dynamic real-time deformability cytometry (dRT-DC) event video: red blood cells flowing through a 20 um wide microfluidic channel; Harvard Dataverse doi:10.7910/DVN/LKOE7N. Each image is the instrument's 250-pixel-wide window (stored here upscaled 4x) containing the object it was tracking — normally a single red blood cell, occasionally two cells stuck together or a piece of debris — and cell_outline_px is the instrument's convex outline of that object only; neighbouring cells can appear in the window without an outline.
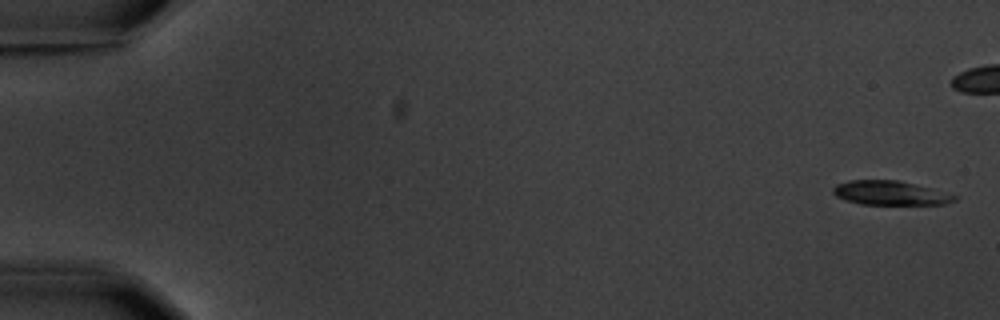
{"species": "common noctule bat (a hibernating species)", "species_latin": "Nyctalus noctula", "temperature_condition": "warm", "stored_images_in_passage": 6, "segment_of_instrument_passage": [2, 2], "camera_frame_rate_fps": 3000, "um_per_image_px": 0.085, "animal": {"sex": "male", "body_mass_g": 20.1, "forearm_length_mm": 53.5}, "frame": {"image": 1, "passage_image": 6, "time_ms": 6.0, "image_size_px": [1000, 320], "cell_outline_px": [[956, 200], [944, 204], [860, 204], [844, 200], [836, 196], [832, 192], [832, 188], [836, 184], [848, 180], [900, 180], [932, 188], [956, 196]], "centroid_in_image_um": [75.61, 16.39], "position_along_channel_um": 9.4, "area_um2": 17.11}}